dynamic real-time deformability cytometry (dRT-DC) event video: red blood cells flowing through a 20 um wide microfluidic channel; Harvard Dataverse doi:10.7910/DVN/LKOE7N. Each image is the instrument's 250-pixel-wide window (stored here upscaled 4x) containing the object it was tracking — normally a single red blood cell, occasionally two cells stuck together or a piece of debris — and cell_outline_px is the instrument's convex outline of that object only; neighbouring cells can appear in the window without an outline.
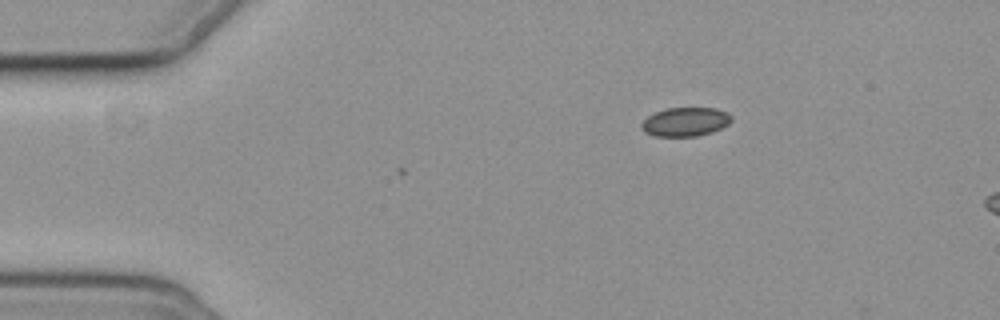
{"species": "common noctule bat (a hibernating species)", "species_latin": "Nyctalus noctula", "temperature_condition": "cold", "stored_images_in_passage": 3, "camera_frame_rate_fps": 3000, "um_per_image_px": 0.085, "animal": {"sex": "female", "body_mass_g": 19.3, "forearm_length_mm": 54.1}, "frame": {"image": 1, "passage_image": 1, "time_ms": 0.0, "image_size_px": [1000, 320], "cell_outline_px": [[732, 120], [728, 124], [712, 132], [696, 136], [656, 136], [644, 132], [640, 128], [640, 124], [648, 116], [656, 112], [668, 108], [716, 108], [728, 112], [732, 116]], "centroid_in_image_um": [58.26, 10.35], "position_along_channel_um": 26.7, "area_um2": 15.14}}